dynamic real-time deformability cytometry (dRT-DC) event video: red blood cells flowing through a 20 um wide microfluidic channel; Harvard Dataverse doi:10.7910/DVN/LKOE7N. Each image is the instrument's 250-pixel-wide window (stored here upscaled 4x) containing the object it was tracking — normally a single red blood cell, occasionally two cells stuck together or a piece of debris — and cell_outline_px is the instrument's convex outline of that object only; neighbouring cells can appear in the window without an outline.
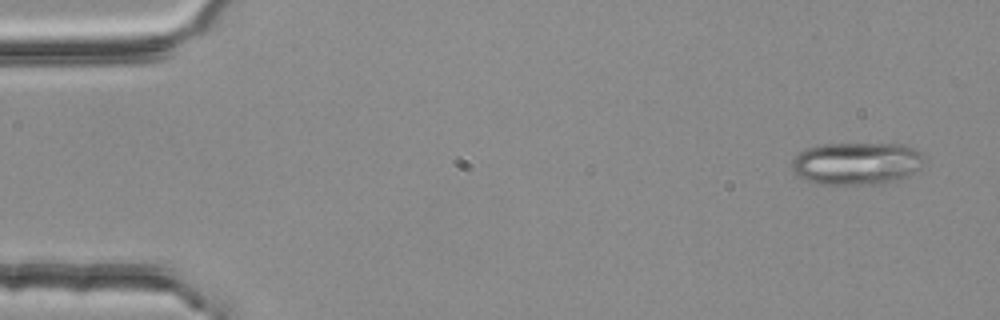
{"species": "common noctule bat (a hibernating species)", "species_latin": "Nyctalus noctula", "temperature_condition": "room temperature", "stored_images_in_passage": 4, "camera_frame_rate_fps": 3000, "um_per_image_px": 0.085, "animal": {"sex": "female", "body_mass_g": 25.1}, "frame": {"image": 1, "passage_image": 1, "time_ms": 0.0, "image_size_px": [1000, 320], "cell_outline_px": [[924, 164], [920, 168], [908, 176], [884, 184], [812, 184], [800, 176], [792, 168], [792, 160], [804, 148], [824, 144], [904, 144], [920, 152], [924, 156]], "centroid_in_image_um": [72.83, 13.9], "position_along_channel_um": 12.2, "area_um2": 32.95}}